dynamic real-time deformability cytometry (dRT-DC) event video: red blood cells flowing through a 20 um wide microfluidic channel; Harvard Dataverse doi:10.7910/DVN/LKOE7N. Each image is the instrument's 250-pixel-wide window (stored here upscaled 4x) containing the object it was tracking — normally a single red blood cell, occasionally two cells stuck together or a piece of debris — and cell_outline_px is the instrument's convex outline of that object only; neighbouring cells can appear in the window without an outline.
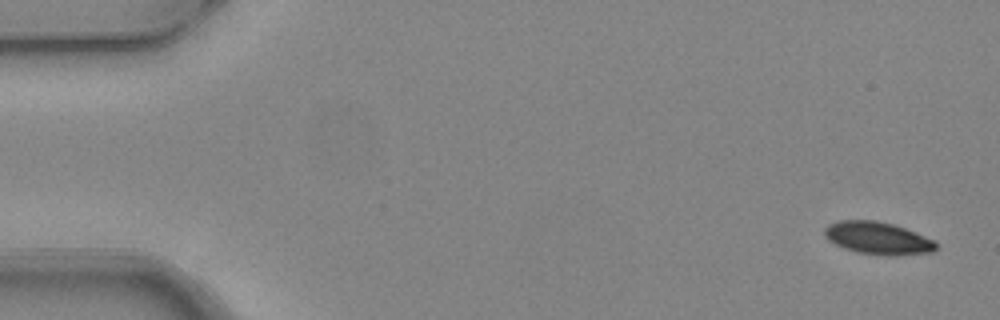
{"species": "common noctule bat (a hibernating species)", "species_latin": "Nyctalus noctula", "temperature_condition": "warm", "stored_images_in_passage": 5, "camera_frame_rate_fps": 3000, "um_per_image_px": 0.085, "animal": {"sex": "female", "body_mass_g": 24.6, "forearm_length_mm": 56.2}, "frame": {"image": 1, "passage_image": 1, "time_ms": 0.0, "image_size_px": [1000, 320], "cell_outline_px": [[936, 248], [932, 252], [896, 256], [888, 256], [856, 252], [844, 248], [828, 240], [824, 236], [824, 228], [828, 224], [840, 220], [876, 220], [892, 224], [904, 228], [924, 236], [932, 240], [936, 244]], "centroid_in_image_um": [74.57, 20.24], "position_along_channel_um": 10.4, "area_um2": 21.04}}
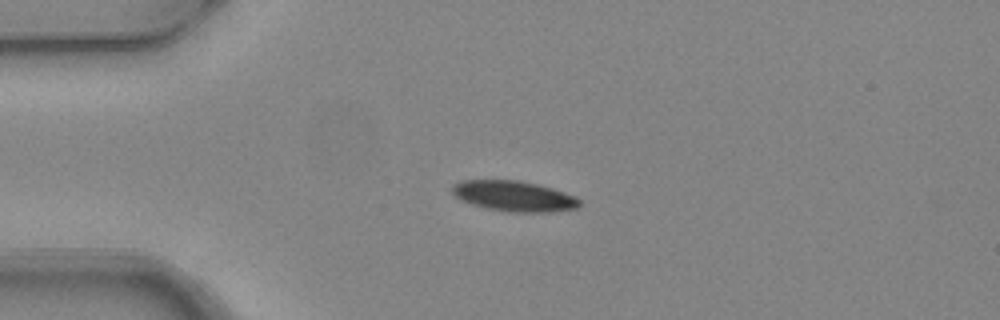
{"frame": {"image": 2, "passage_image": 4, "time_ms": 1.0, "image_size_px": [1000, 320], "cell_outline_px": [[580, 204], [576, 208], [548, 212], [508, 212], [488, 208], [472, 204], [460, 200], [452, 192], [452, 184], [460, 180], [520, 180], [552, 188], [576, 196], [580, 200]], "centroid_in_image_um": [43.67, 16.66], "position_along_channel_um": 41.3, "area_um2": 22.6}}